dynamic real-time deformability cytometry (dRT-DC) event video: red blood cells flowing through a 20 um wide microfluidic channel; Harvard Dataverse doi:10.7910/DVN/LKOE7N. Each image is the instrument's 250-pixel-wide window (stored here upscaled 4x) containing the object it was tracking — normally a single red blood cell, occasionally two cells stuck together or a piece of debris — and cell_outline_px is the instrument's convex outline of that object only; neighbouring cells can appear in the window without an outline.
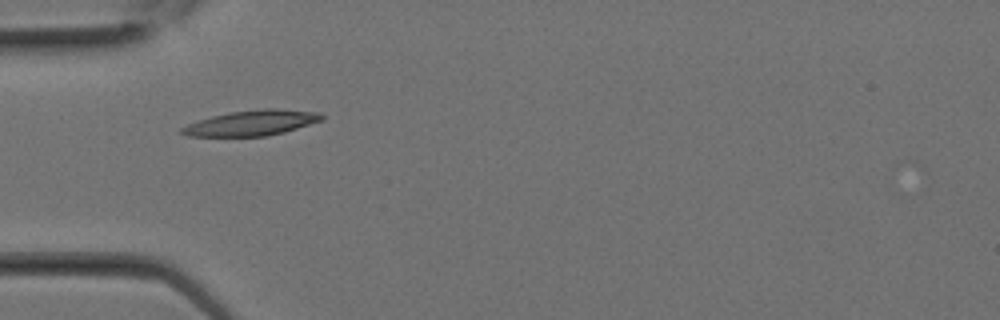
{"species": "Egyptian fruit bat (a non-hibernating species)", "species_latin": "Rousettus aegyptiacus", "temperature_condition": "room temperature", "stored_images_in_passage": 12, "camera_frame_rate_fps": 3000, "um_per_image_px": 0.085, "animal": {"sex": "female"}, "frame": {"image": 1, "passage_image": 9, "time_ms": 2.667, "image_size_px": [1000, 320], "cell_outline_px": [[324, 120], [284, 132], [264, 136], [188, 136], [180, 132], [180, 128], [188, 124], [212, 116], [232, 112], [264, 108], [276, 108], [320, 112], [324, 116]], "centroid_in_image_um": [21.44, 10.44], "position_along_channel_um": 63.6, "area_um2": 20.58}}
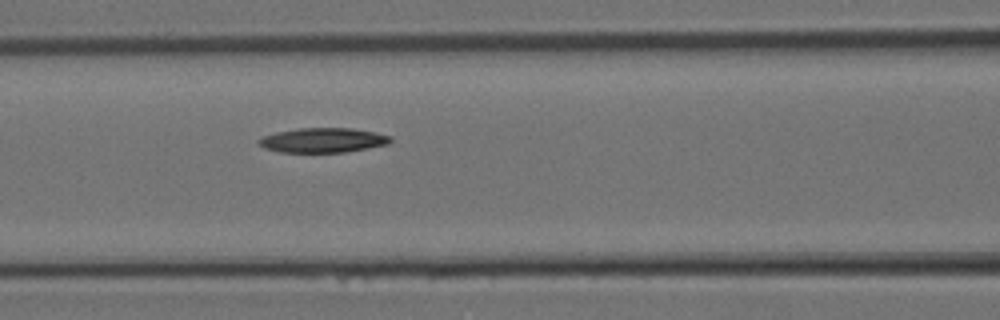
{"frame": {"image": 2, "passage_image": 12, "time_ms": 3.667, "image_size_px": [1000, 320], "cell_outline_px": [[392, 140], [388, 144], [368, 148], [344, 152], [280, 152], [264, 148], [256, 140], [260, 136], [276, 132], [300, 128], [352, 128], [392, 136]], "centroid_in_image_um": [27.42, 11.91], "position_along_channel_um": 139.2, "area_um2": 18.9}}